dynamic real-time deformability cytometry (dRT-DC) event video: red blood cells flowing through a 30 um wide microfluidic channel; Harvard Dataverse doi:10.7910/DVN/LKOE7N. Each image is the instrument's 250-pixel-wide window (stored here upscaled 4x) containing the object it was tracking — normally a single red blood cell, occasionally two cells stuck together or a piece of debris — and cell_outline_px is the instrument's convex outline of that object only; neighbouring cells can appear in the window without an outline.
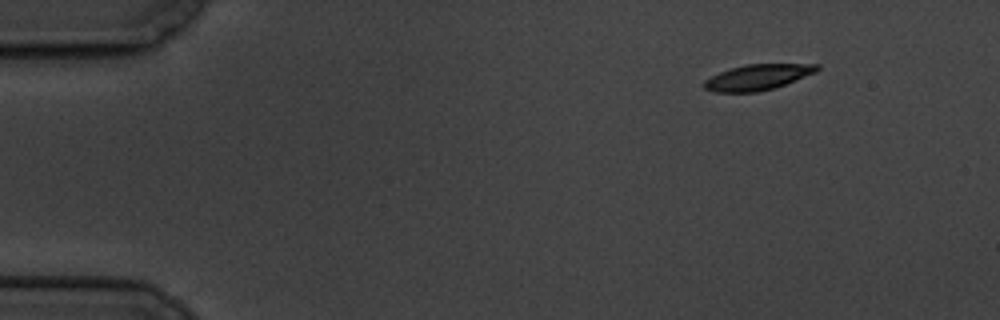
{"species": "common noctule bat (a hibernating species)", "species_latin": "Nyctalus noctula", "temperature_condition": "cold", "stored_images_in_passage": 4, "camera_frame_rate_fps": 3000, "um_per_image_px": 0.085, "animal": {"sex": "male", "body_mass_g": 19.5, "forearm_length_mm": 54.6}, "frame": {"image": 1, "passage_image": 1, "time_ms": 0.0, "image_size_px": [1000, 320], "cell_outline_px": [[820, 68], [816, 72], [784, 84], [772, 88], [756, 92], [716, 92], [704, 88], [700, 84], [704, 80], [720, 72], [744, 64], [820, 64]], "centroid_in_image_um": [64.37, 6.56], "position_along_channel_um": 20.6, "area_um2": 16.7}}
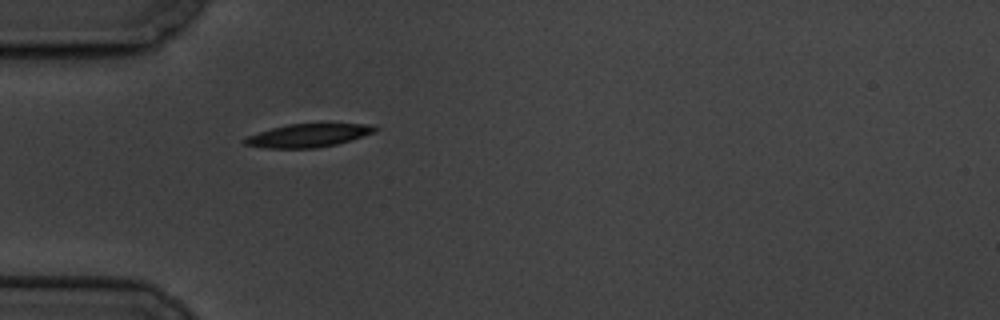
{"frame": {"image": 2, "passage_image": 4, "time_ms": 3.667, "image_size_px": [1000, 320], "cell_outline_px": [[380, 128], [376, 132], [352, 140], [336, 144], [316, 148], [264, 148], [244, 144], [240, 140], [248, 136], [272, 128], [288, 124], [372, 124]], "centroid_in_image_um": [26.23, 11.52], "position_along_channel_um": 58.8, "area_um2": 17.69}}